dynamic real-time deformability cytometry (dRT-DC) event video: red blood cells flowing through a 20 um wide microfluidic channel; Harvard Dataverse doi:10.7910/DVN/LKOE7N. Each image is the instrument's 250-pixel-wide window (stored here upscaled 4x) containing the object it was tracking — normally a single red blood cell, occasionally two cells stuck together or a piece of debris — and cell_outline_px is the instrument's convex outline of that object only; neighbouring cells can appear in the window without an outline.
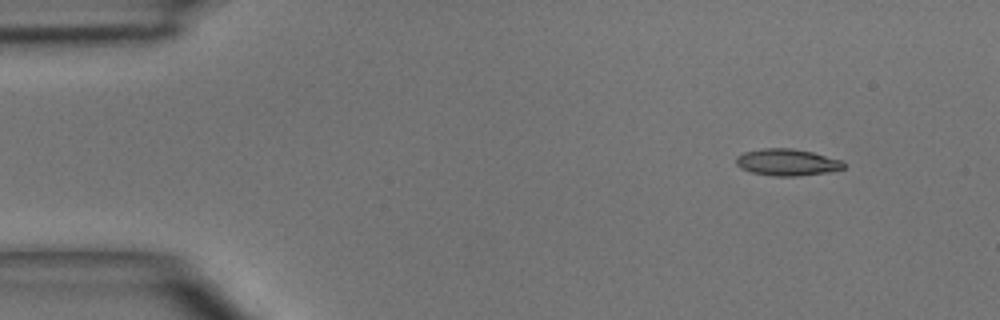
{"species": "common noctule bat (a hibernating species)", "species_latin": "Nyctalus noctula", "temperature_condition": "room temperature", "stored_images_in_passage": 3, "camera_frame_rate_fps": 3000, "um_per_image_px": 0.085, "animal": {"sex": "male", "body_mass_g": 15.6}, "frame": {"image": 1, "passage_image": 1, "time_ms": 0.0, "image_size_px": [1000, 320], "cell_outline_px": [[844, 168], [828, 172], [796, 176], [772, 176], [752, 172], [740, 168], [736, 164], [736, 156], [744, 152], [764, 148], [792, 148], [812, 152], [844, 160]], "centroid_in_image_um": [66.9, 13.79], "position_along_channel_um": 18.1, "area_um2": 16.82}}
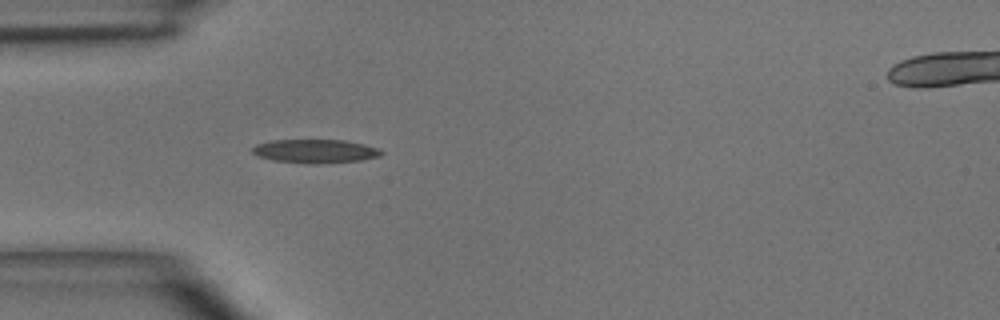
{"frame": {"image": 2, "passage_image": 3, "time_ms": 3.0, "image_size_px": [1000, 320], "cell_outline_px": [[384, 152], [380, 156], [360, 160], [320, 164], [272, 160], [256, 156], [252, 152], [252, 148], [256, 144], [272, 140], [344, 140], [364, 144], [380, 148]], "centroid_in_image_um": [26.8, 12.84], "position_along_channel_um": 58.2, "area_um2": 17.8}}